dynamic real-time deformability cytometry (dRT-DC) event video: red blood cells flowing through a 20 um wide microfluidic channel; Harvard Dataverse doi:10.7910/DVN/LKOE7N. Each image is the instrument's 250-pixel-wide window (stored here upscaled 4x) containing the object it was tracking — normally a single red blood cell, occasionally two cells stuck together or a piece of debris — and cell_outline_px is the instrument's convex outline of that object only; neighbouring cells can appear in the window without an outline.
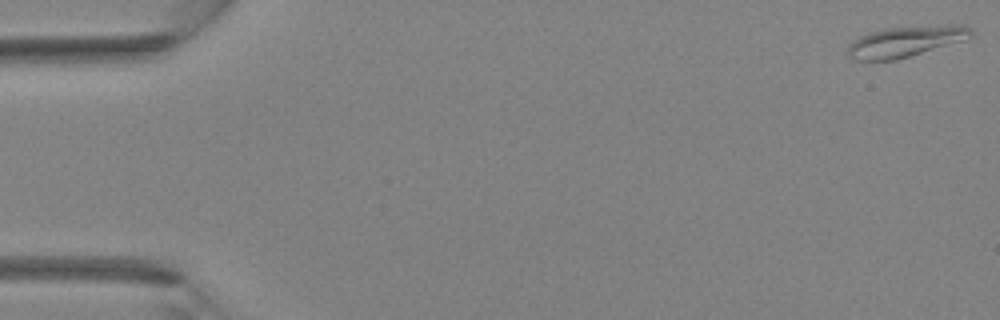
{"species": "Egyptian fruit bat (a non-hibernating species)", "species_latin": "Rousettus aegyptiacus", "temperature_condition": "room temperature", "stored_images_in_passage": 40, "camera_frame_rate_fps": 3000, "um_per_image_px": 0.085, "animal": {"sex": "female"}, "frame": {"image": 1, "passage_image": 1, "time_ms": 0.0, "image_size_px": [1000, 320], "cell_outline_px": [[972, 36], [964, 40], [896, 60], [856, 60], [848, 56], [848, 48], [860, 36], [884, 28], [944, 24], [964, 24], [972, 28]], "centroid_in_image_um": [77.05, 3.5], "position_along_channel_um": 8.0, "area_um2": 22.02}}
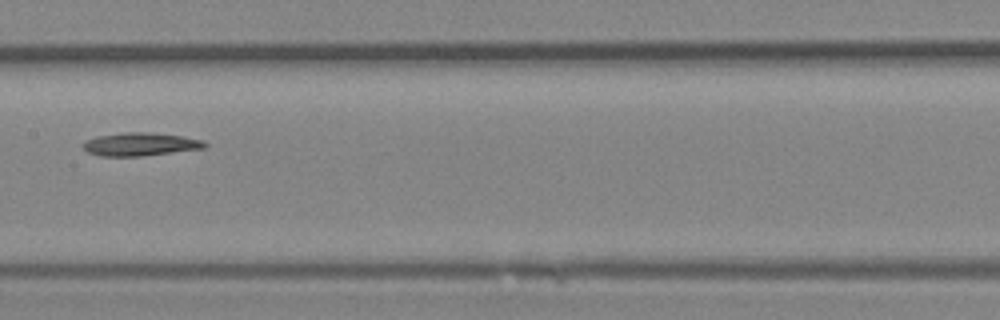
{"frame": {"image": 2, "passage_image": 21, "time_ms": 6.667, "image_size_px": [1000, 320], "cell_outline_px": [[208, 148], [140, 156], [100, 156], [88, 152], [80, 144], [84, 140], [96, 136], [120, 132], [144, 132], [184, 136], [204, 140], [208, 144]], "centroid_in_image_um": [11.93, 12.25], "position_along_channel_um": 195.5, "area_um2": 16.7}}
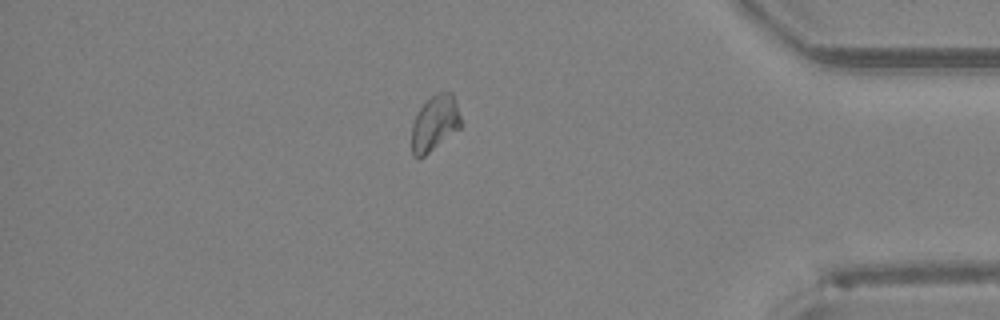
{"frame": {"image": 3, "passage_image": 35, "time_ms": 11.333, "image_size_px": [1000, 320], "cell_outline_px": [[460, 128], [424, 156], [416, 160], [412, 156], [412, 124], [420, 108], [436, 92], [452, 92], [460, 116]], "centroid_in_image_um": [36.93, 10.49], "position_along_channel_um": 398.3, "area_um2": 15.72}}